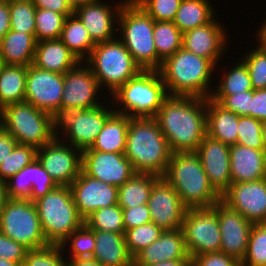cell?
<instances>
[{"mask_svg":"<svg viewBox=\"0 0 266 266\" xmlns=\"http://www.w3.org/2000/svg\"><path fill=\"white\" fill-rule=\"evenodd\" d=\"M27 66L5 65L0 73V109L23 102L26 89Z\"/></svg>","mask_w":266,"mask_h":266,"instance_id":"34","label":"cell"},{"mask_svg":"<svg viewBox=\"0 0 266 266\" xmlns=\"http://www.w3.org/2000/svg\"><path fill=\"white\" fill-rule=\"evenodd\" d=\"M216 69L210 60L182 47L162 62L158 71L168 95L207 99L213 92L210 82Z\"/></svg>","mask_w":266,"mask_h":266,"instance_id":"3","label":"cell"},{"mask_svg":"<svg viewBox=\"0 0 266 266\" xmlns=\"http://www.w3.org/2000/svg\"><path fill=\"white\" fill-rule=\"evenodd\" d=\"M230 175L232 183L266 178V155L263 150L239 144L230 146Z\"/></svg>","mask_w":266,"mask_h":266,"instance_id":"25","label":"cell"},{"mask_svg":"<svg viewBox=\"0 0 266 266\" xmlns=\"http://www.w3.org/2000/svg\"><path fill=\"white\" fill-rule=\"evenodd\" d=\"M194 266H240V262L224 252H212L196 255L191 258Z\"/></svg>","mask_w":266,"mask_h":266,"instance_id":"52","label":"cell"},{"mask_svg":"<svg viewBox=\"0 0 266 266\" xmlns=\"http://www.w3.org/2000/svg\"><path fill=\"white\" fill-rule=\"evenodd\" d=\"M154 21L173 22L182 0H133Z\"/></svg>","mask_w":266,"mask_h":266,"instance_id":"48","label":"cell"},{"mask_svg":"<svg viewBox=\"0 0 266 266\" xmlns=\"http://www.w3.org/2000/svg\"><path fill=\"white\" fill-rule=\"evenodd\" d=\"M196 153L201 159L209 183L222 196L232 184L230 146L206 134Z\"/></svg>","mask_w":266,"mask_h":266,"instance_id":"23","label":"cell"},{"mask_svg":"<svg viewBox=\"0 0 266 266\" xmlns=\"http://www.w3.org/2000/svg\"><path fill=\"white\" fill-rule=\"evenodd\" d=\"M262 142H263V151L266 155V121L262 122Z\"/></svg>","mask_w":266,"mask_h":266,"instance_id":"63","label":"cell"},{"mask_svg":"<svg viewBox=\"0 0 266 266\" xmlns=\"http://www.w3.org/2000/svg\"><path fill=\"white\" fill-rule=\"evenodd\" d=\"M27 177L28 183H32L30 194V201L32 202L58 186L37 158L27 165Z\"/></svg>","mask_w":266,"mask_h":266,"instance_id":"46","label":"cell"},{"mask_svg":"<svg viewBox=\"0 0 266 266\" xmlns=\"http://www.w3.org/2000/svg\"><path fill=\"white\" fill-rule=\"evenodd\" d=\"M122 212L125 231L151 222L150 211L147 204L132 208H123Z\"/></svg>","mask_w":266,"mask_h":266,"instance_id":"53","label":"cell"},{"mask_svg":"<svg viewBox=\"0 0 266 266\" xmlns=\"http://www.w3.org/2000/svg\"><path fill=\"white\" fill-rule=\"evenodd\" d=\"M251 117L261 122L266 121V89L253 90Z\"/></svg>","mask_w":266,"mask_h":266,"instance_id":"55","label":"cell"},{"mask_svg":"<svg viewBox=\"0 0 266 266\" xmlns=\"http://www.w3.org/2000/svg\"><path fill=\"white\" fill-rule=\"evenodd\" d=\"M264 20L265 21L258 28V31H256L258 35V37H256V42L260 48L266 50V19Z\"/></svg>","mask_w":266,"mask_h":266,"instance_id":"59","label":"cell"},{"mask_svg":"<svg viewBox=\"0 0 266 266\" xmlns=\"http://www.w3.org/2000/svg\"><path fill=\"white\" fill-rule=\"evenodd\" d=\"M124 155L136 173L165 174L172 152L155 118H130Z\"/></svg>","mask_w":266,"mask_h":266,"instance_id":"2","label":"cell"},{"mask_svg":"<svg viewBox=\"0 0 266 266\" xmlns=\"http://www.w3.org/2000/svg\"><path fill=\"white\" fill-rule=\"evenodd\" d=\"M253 99V90L226 95L219 104L226 110H229L238 116H251V100Z\"/></svg>","mask_w":266,"mask_h":266,"instance_id":"50","label":"cell"},{"mask_svg":"<svg viewBox=\"0 0 266 266\" xmlns=\"http://www.w3.org/2000/svg\"><path fill=\"white\" fill-rule=\"evenodd\" d=\"M159 178L151 173H135L118 187V205L123 209L147 204L152 186Z\"/></svg>","mask_w":266,"mask_h":266,"instance_id":"31","label":"cell"},{"mask_svg":"<svg viewBox=\"0 0 266 266\" xmlns=\"http://www.w3.org/2000/svg\"><path fill=\"white\" fill-rule=\"evenodd\" d=\"M59 39L82 62L89 57L96 44L75 14L67 16L65 19Z\"/></svg>","mask_w":266,"mask_h":266,"instance_id":"33","label":"cell"},{"mask_svg":"<svg viewBox=\"0 0 266 266\" xmlns=\"http://www.w3.org/2000/svg\"><path fill=\"white\" fill-rule=\"evenodd\" d=\"M11 30L32 34L35 37L36 7L32 0L9 1Z\"/></svg>","mask_w":266,"mask_h":266,"instance_id":"39","label":"cell"},{"mask_svg":"<svg viewBox=\"0 0 266 266\" xmlns=\"http://www.w3.org/2000/svg\"><path fill=\"white\" fill-rule=\"evenodd\" d=\"M69 5L73 10L77 9L80 6H83L86 3H89L93 0H67Z\"/></svg>","mask_w":266,"mask_h":266,"instance_id":"62","label":"cell"},{"mask_svg":"<svg viewBox=\"0 0 266 266\" xmlns=\"http://www.w3.org/2000/svg\"><path fill=\"white\" fill-rule=\"evenodd\" d=\"M117 36L142 70H157L154 20L133 0L120 9Z\"/></svg>","mask_w":266,"mask_h":266,"instance_id":"6","label":"cell"},{"mask_svg":"<svg viewBox=\"0 0 266 266\" xmlns=\"http://www.w3.org/2000/svg\"><path fill=\"white\" fill-rule=\"evenodd\" d=\"M191 263V259H176L164 262L155 263L147 266H188Z\"/></svg>","mask_w":266,"mask_h":266,"instance_id":"60","label":"cell"},{"mask_svg":"<svg viewBox=\"0 0 266 266\" xmlns=\"http://www.w3.org/2000/svg\"><path fill=\"white\" fill-rule=\"evenodd\" d=\"M70 188L83 220L98 209L118 204V187L92 178L82 170Z\"/></svg>","mask_w":266,"mask_h":266,"instance_id":"19","label":"cell"},{"mask_svg":"<svg viewBox=\"0 0 266 266\" xmlns=\"http://www.w3.org/2000/svg\"><path fill=\"white\" fill-rule=\"evenodd\" d=\"M34 204L48 244L61 245L84 224L74 203L70 186H57L34 201Z\"/></svg>","mask_w":266,"mask_h":266,"instance_id":"8","label":"cell"},{"mask_svg":"<svg viewBox=\"0 0 266 266\" xmlns=\"http://www.w3.org/2000/svg\"><path fill=\"white\" fill-rule=\"evenodd\" d=\"M8 200L6 184L0 180V214L3 211L6 201Z\"/></svg>","mask_w":266,"mask_h":266,"instance_id":"61","label":"cell"},{"mask_svg":"<svg viewBox=\"0 0 266 266\" xmlns=\"http://www.w3.org/2000/svg\"><path fill=\"white\" fill-rule=\"evenodd\" d=\"M8 199L30 200L32 183H28L27 166L5 181Z\"/></svg>","mask_w":266,"mask_h":266,"instance_id":"49","label":"cell"},{"mask_svg":"<svg viewBox=\"0 0 266 266\" xmlns=\"http://www.w3.org/2000/svg\"><path fill=\"white\" fill-rule=\"evenodd\" d=\"M60 245L49 244L39 249L28 250L22 266H67V258ZM66 258V259H64Z\"/></svg>","mask_w":266,"mask_h":266,"instance_id":"45","label":"cell"},{"mask_svg":"<svg viewBox=\"0 0 266 266\" xmlns=\"http://www.w3.org/2000/svg\"><path fill=\"white\" fill-rule=\"evenodd\" d=\"M130 117L114 112L105 122L92 146L87 149L101 152L124 153Z\"/></svg>","mask_w":266,"mask_h":266,"instance_id":"30","label":"cell"},{"mask_svg":"<svg viewBox=\"0 0 266 266\" xmlns=\"http://www.w3.org/2000/svg\"><path fill=\"white\" fill-rule=\"evenodd\" d=\"M32 2L36 8L51 10L66 17L74 14L67 0H32Z\"/></svg>","mask_w":266,"mask_h":266,"instance_id":"54","label":"cell"},{"mask_svg":"<svg viewBox=\"0 0 266 266\" xmlns=\"http://www.w3.org/2000/svg\"><path fill=\"white\" fill-rule=\"evenodd\" d=\"M70 248H68V245ZM63 251H68L71 256L67 258H84L92 257L95 249V231L83 224L79 229L75 230L60 245ZM67 247V248H66Z\"/></svg>","mask_w":266,"mask_h":266,"instance_id":"40","label":"cell"},{"mask_svg":"<svg viewBox=\"0 0 266 266\" xmlns=\"http://www.w3.org/2000/svg\"><path fill=\"white\" fill-rule=\"evenodd\" d=\"M4 66H5V63L2 60V58L0 57V73H1V71H2V69H3Z\"/></svg>","mask_w":266,"mask_h":266,"instance_id":"65","label":"cell"},{"mask_svg":"<svg viewBox=\"0 0 266 266\" xmlns=\"http://www.w3.org/2000/svg\"><path fill=\"white\" fill-rule=\"evenodd\" d=\"M28 250L23 244L14 241L0 231V257L23 264Z\"/></svg>","mask_w":266,"mask_h":266,"instance_id":"51","label":"cell"},{"mask_svg":"<svg viewBox=\"0 0 266 266\" xmlns=\"http://www.w3.org/2000/svg\"><path fill=\"white\" fill-rule=\"evenodd\" d=\"M2 126V122H1V109H0V128Z\"/></svg>","mask_w":266,"mask_h":266,"instance_id":"66","label":"cell"},{"mask_svg":"<svg viewBox=\"0 0 266 266\" xmlns=\"http://www.w3.org/2000/svg\"><path fill=\"white\" fill-rule=\"evenodd\" d=\"M176 259H191L185 247L182 228L164 231L156 241L133 258V266H147Z\"/></svg>","mask_w":266,"mask_h":266,"instance_id":"24","label":"cell"},{"mask_svg":"<svg viewBox=\"0 0 266 266\" xmlns=\"http://www.w3.org/2000/svg\"><path fill=\"white\" fill-rule=\"evenodd\" d=\"M125 233L95 231V249L92 255L103 266H133Z\"/></svg>","mask_w":266,"mask_h":266,"instance_id":"27","label":"cell"},{"mask_svg":"<svg viewBox=\"0 0 266 266\" xmlns=\"http://www.w3.org/2000/svg\"><path fill=\"white\" fill-rule=\"evenodd\" d=\"M1 122L18 144L39 149L54 139L52 115L26 101L3 107Z\"/></svg>","mask_w":266,"mask_h":266,"instance_id":"10","label":"cell"},{"mask_svg":"<svg viewBox=\"0 0 266 266\" xmlns=\"http://www.w3.org/2000/svg\"><path fill=\"white\" fill-rule=\"evenodd\" d=\"M262 122L251 116H239L237 144L263 150Z\"/></svg>","mask_w":266,"mask_h":266,"instance_id":"47","label":"cell"},{"mask_svg":"<svg viewBox=\"0 0 266 266\" xmlns=\"http://www.w3.org/2000/svg\"><path fill=\"white\" fill-rule=\"evenodd\" d=\"M37 159L58 186H70L81 172L82 151L61 139L37 149Z\"/></svg>","mask_w":266,"mask_h":266,"instance_id":"13","label":"cell"},{"mask_svg":"<svg viewBox=\"0 0 266 266\" xmlns=\"http://www.w3.org/2000/svg\"><path fill=\"white\" fill-rule=\"evenodd\" d=\"M217 217L221 233V252L239 262L245 257L253 223L222 200L217 202Z\"/></svg>","mask_w":266,"mask_h":266,"instance_id":"20","label":"cell"},{"mask_svg":"<svg viewBox=\"0 0 266 266\" xmlns=\"http://www.w3.org/2000/svg\"><path fill=\"white\" fill-rule=\"evenodd\" d=\"M10 30L9 1L0 0V39Z\"/></svg>","mask_w":266,"mask_h":266,"instance_id":"57","label":"cell"},{"mask_svg":"<svg viewBox=\"0 0 266 266\" xmlns=\"http://www.w3.org/2000/svg\"><path fill=\"white\" fill-rule=\"evenodd\" d=\"M185 247L190 258L219 252L221 233L217 217V203L211 208L188 209L182 223Z\"/></svg>","mask_w":266,"mask_h":266,"instance_id":"12","label":"cell"},{"mask_svg":"<svg viewBox=\"0 0 266 266\" xmlns=\"http://www.w3.org/2000/svg\"><path fill=\"white\" fill-rule=\"evenodd\" d=\"M36 39L32 34L10 30L0 42V57L5 65L29 66L33 63Z\"/></svg>","mask_w":266,"mask_h":266,"instance_id":"29","label":"cell"},{"mask_svg":"<svg viewBox=\"0 0 266 266\" xmlns=\"http://www.w3.org/2000/svg\"><path fill=\"white\" fill-rule=\"evenodd\" d=\"M155 119L172 153L196 152L207 134L206 99L168 95Z\"/></svg>","mask_w":266,"mask_h":266,"instance_id":"1","label":"cell"},{"mask_svg":"<svg viewBox=\"0 0 266 266\" xmlns=\"http://www.w3.org/2000/svg\"><path fill=\"white\" fill-rule=\"evenodd\" d=\"M154 43L157 51V71L162 62L182 48L183 33L173 22L154 21Z\"/></svg>","mask_w":266,"mask_h":266,"instance_id":"36","label":"cell"},{"mask_svg":"<svg viewBox=\"0 0 266 266\" xmlns=\"http://www.w3.org/2000/svg\"><path fill=\"white\" fill-rule=\"evenodd\" d=\"M64 89L63 74L27 67L24 101L53 115L60 107Z\"/></svg>","mask_w":266,"mask_h":266,"instance_id":"15","label":"cell"},{"mask_svg":"<svg viewBox=\"0 0 266 266\" xmlns=\"http://www.w3.org/2000/svg\"><path fill=\"white\" fill-rule=\"evenodd\" d=\"M216 16L207 24L183 32L182 47L195 55L210 60L218 67V62L228 50L227 32L224 24L216 21ZM227 47V48H226Z\"/></svg>","mask_w":266,"mask_h":266,"instance_id":"22","label":"cell"},{"mask_svg":"<svg viewBox=\"0 0 266 266\" xmlns=\"http://www.w3.org/2000/svg\"><path fill=\"white\" fill-rule=\"evenodd\" d=\"M167 96L160 72L142 70L111 95L110 104L116 113L130 118H155Z\"/></svg>","mask_w":266,"mask_h":266,"instance_id":"5","label":"cell"},{"mask_svg":"<svg viewBox=\"0 0 266 266\" xmlns=\"http://www.w3.org/2000/svg\"><path fill=\"white\" fill-rule=\"evenodd\" d=\"M37 158V149L17 144L11 154L0 164V180L6 181Z\"/></svg>","mask_w":266,"mask_h":266,"instance_id":"42","label":"cell"},{"mask_svg":"<svg viewBox=\"0 0 266 266\" xmlns=\"http://www.w3.org/2000/svg\"><path fill=\"white\" fill-rule=\"evenodd\" d=\"M67 17L63 14L36 8L35 14V39L42 40L59 39L64 22Z\"/></svg>","mask_w":266,"mask_h":266,"instance_id":"38","label":"cell"},{"mask_svg":"<svg viewBox=\"0 0 266 266\" xmlns=\"http://www.w3.org/2000/svg\"><path fill=\"white\" fill-rule=\"evenodd\" d=\"M147 205L151 221L163 231L182 228L188 208L183 204L173 186L163 177L153 184Z\"/></svg>","mask_w":266,"mask_h":266,"instance_id":"16","label":"cell"},{"mask_svg":"<svg viewBox=\"0 0 266 266\" xmlns=\"http://www.w3.org/2000/svg\"><path fill=\"white\" fill-rule=\"evenodd\" d=\"M0 231L29 250L48 246L34 202L8 199L0 214Z\"/></svg>","mask_w":266,"mask_h":266,"instance_id":"11","label":"cell"},{"mask_svg":"<svg viewBox=\"0 0 266 266\" xmlns=\"http://www.w3.org/2000/svg\"><path fill=\"white\" fill-rule=\"evenodd\" d=\"M255 46L241 57V61L248 69L253 90H261L266 89V50Z\"/></svg>","mask_w":266,"mask_h":266,"instance_id":"44","label":"cell"},{"mask_svg":"<svg viewBox=\"0 0 266 266\" xmlns=\"http://www.w3.org/2000/svg\"><path fill=\"white\" fill-rule=\"evenodd\" d=\"M232 66L231 70L223 69L220 81H216L218 86L216 85L213 88L210 98L218 103L226 95L253 90L246 65L239 60L235 65L232 64Z\"/></svg>","mask_w":266,"mask_h":266,"instance_id":"35","label":"cell"},{"mask_svg":"<svg viewBox=\"0 0 266 266\" xmlns=\"http://www.w3.org/2000/svg\"><path fill=\"white\" fill-rule=\"evenodd\" d=\"M80 60L60 39L42 40L36 43L33 65L54 73L65 74Z\"/></svg>","mask_w":266,"mask_h":266,"instance_id":"26","label":"cell"},{"mask_svg":"<svg viewBox=\"0 0 266 266\" xmlns=\"http://www.w3.org/2000/svg\"><path fill=\"white\" fill-rule=\"evenodd\" d=\"M84 62L90 67L101 89L105 87L103 90L107 89L105 92L108 91L109 95L142 71L118 37L96 43Z\"/></svg>","mask_w":266,"mask_h":266,"instance_id":"9","label":"cell"},{"mask_svg":"<svg viewBox=\"0 0 266 266\" xmlns=\"http://www.w3.org/2000/svg\"><path fill=\"white\" fill-rule=\"evenodd\" d=\"M63 81L61 106L81 110L98 107L102 102H106L103 101L102 94H99L103 93L99 82L85 62L80 61L74 68L63 74ZM98 95L102 100L99 101Z\"/></svg>","mask_w":266,"mask_h":266,"instance_id":"14","label":"cell"},{"mask_svg":"<svg viewBox=\"0 0 266 266\" xmlns=\"http://www.w3.org/2000/svg\"><path fill=\"white\" fill-rule=\"evenodd\" d=\"M67 266H103L92 257L67 258Z\"/></svg>","mask_w":266,"mask_h":266,"instance_id":"58","label":"cell"},{"mask_svg":"<svg viewBox=\"0 0 266 266\" xmlns=\"http://www.w3.org/2000/svg\"><path fill=\"white\" fill-rule=\"evenodd\" d=\"M93 231L125 233L122 208L116 204L96 210L84 220Z\"/></svg>","mask_w":266,"mask_h":266,"instance_id":"37","label":"cell"},{"mask_svg":"<svg viewBox=\"0 0 266 266\" xmlns=\"http://www.w3.org/2000/svg\"><path fill=\"white\" fill-rule=\"evenodd\" d=\"M109 102L81 110L61 106L52 115L54 138L62 139L81 151L90 148L107 119L115 112L113 103L109 107Z\"/></svg>","mask_w":266,"mask_h":266,"instance_id":"7","label":"cell"},{"mask_svg":"<svg viewBox=\"0 0 266 266\" xmlns=\"http://www.w3.org/2000/svg\"><path fill=\"white\" fill-rule=\"evenodd\" d=\"M241 266H266V223L253 224Z\"/></svg>","mask_w":266,"mask_h":266,"instance_id":"43","label":"cell"},{"mask_svg":"<svg viewBox=\"0 0 266 266\" xmlns=\"http://www.w3.org/2000/svg\"><path fill=\"white\" fill-rule=\"evenodd\" d=\"M18 144L16 139L2 126L0 128V164L5 161L9 154Z\"/></svg>","mask_w":266,"mask_h":266,"instance_id":"56","label":"cell"},{"mask_svg":"<svg viewBox=\"0 0 266 266\" xmlns=\"http://www.w3.org/2000/svg\"><path fill=\"white\" fill-rule=\"evenodd\" d=\"M81 170L88 176L119 187L136 172L124 153L101 152L93 149L82 151Z\"/></svg>","mask_w":266,"mask_h":266,"instance_id":"17","label":"cell"},{"mask_svg":"<svg viewBox=\"0 0 266 266\" xmlns=\"http://www.w3.org/2000/svg\"><path fill=\"white\" fill-rule=\"evenodd\" d=\"M126 1H117L116 6H111L103 0H93L75 9L74 14L80 19L95 43L106 42L118 36V26H116L118 15Z\"/></svg>","mask_w":266,"mask_h":266,"instance_id":"21","label":"cell"},{"mask_svg":"<svg viewBox=\"0 0 266 266\" xmlns=\"http://www.w3.org/2000/svg\"><path fill=\"white\" fill-rule=\"evenodd\" d=\"M239 116L210 97L206 99L207 135L229 146L237 143Z\"/></svg>","mask_w":266,"mask_h":266,"instance_id":"28","label":"cell"},{"mask_svg":"<svg viewBox=\"0 0 266 266\" xmlns=\"http://www.w3.org/2000/svg\"><path fill=\"white\" fill-rule=\"evenodd\" d=\"M221 200L251 223H266V178L232 183Z\"/></svg>","mask_w":266,"mask_h":266,"instance_id":"18","label":"cell"},{"mask_svg":"<svg viewBox=\"0 0 266 266\" xmlns=\"http://www.w3.org/2000/svg\"><path fill=\"white\" fill-rule=\"evenodd\" d=\"M215 11L210 0H182L173 23L183 33L209 23Z\"/></svg>","mask_w":266,"mask_h":266,"instance_id":"32","label":"cell"},{"mask_svg":"<svg viewBox=\"0 0 266 266\" xmlns=\"http://www.w3.org/2000/svg\"><path fill=\"white\" fill-rule=\"evenodd\" d=\"M0 266H22L19 262H13L0 257Z\"/></svg>","mask_w":266,"mask_h":266,"instance_id":"64","label":"cell"},{"mask_svg":"<svg viewBox=\"0 0 266 266\" xmlns=\"http://www.w3.org/2000/svg\"><path fill=\"white\" fill-rule=\"evenodd\" d=\"M162 177L173 186L188 209L211 208L221 200L196 152L172 153Z\"/></svg>","mask_w":266,"mask_h":266,"instance_id":"4","label":"cell"},{"mask_svg":"<svg viewBox=\"0 0 266 266\" xmlns=\"http://www.w3.org/2000/svg\"><path fill=\"white\" fill-rule=\"evenodd\" d=\"M164 231L155 223L148 222L125 231L126 245L134 258L140 251L156 241Z\"/></svg>","mask_w":266,"mask_h":266,"instance_id":"41","label":"cell"}]
</instances>
